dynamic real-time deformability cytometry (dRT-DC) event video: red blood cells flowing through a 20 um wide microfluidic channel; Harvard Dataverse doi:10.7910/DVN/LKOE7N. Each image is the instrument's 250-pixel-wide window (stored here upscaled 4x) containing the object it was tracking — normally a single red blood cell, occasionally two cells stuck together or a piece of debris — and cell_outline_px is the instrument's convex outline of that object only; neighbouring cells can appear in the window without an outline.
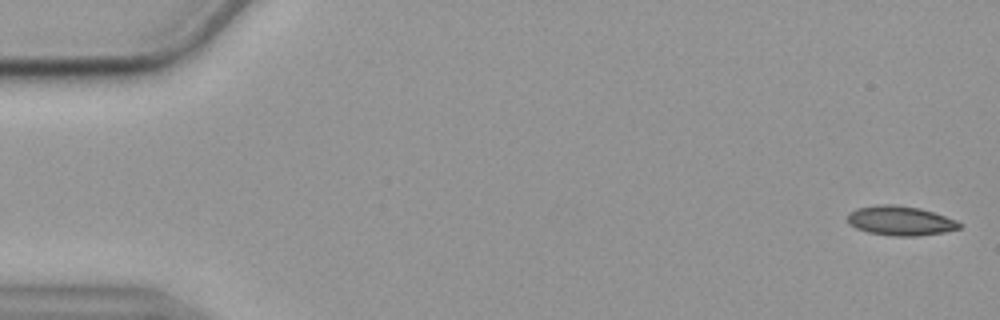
{"species": "common noctule bat (a hibernating species)", "species_latin": "Nyctalus noctula", "temperature_condition": "cold", "stored_images_in_passage": 54, "camera_frame_rate_fps": 3000, "um_per_image_px": 0.085, "animal": {"sex": "female", "body_mass_g": 19.9}, "frame": {"image": 1, "passage_image": 2, "time_ms": 0.333, "image_size_px": [1000, 320], "cell_outline_px": [[960, 228], [944, 232], [916, 236], [892, 236], [868, 232], [856, 228], [848, 224], [848, 212], [856, 208], [880, 204], [896, 204], [920, 208], [956, 220], [960, 224]], "centroid_in_image_um": [76.48, 18.75], "position_along_channel_um": 8.5, "area_um2": 19.19}}
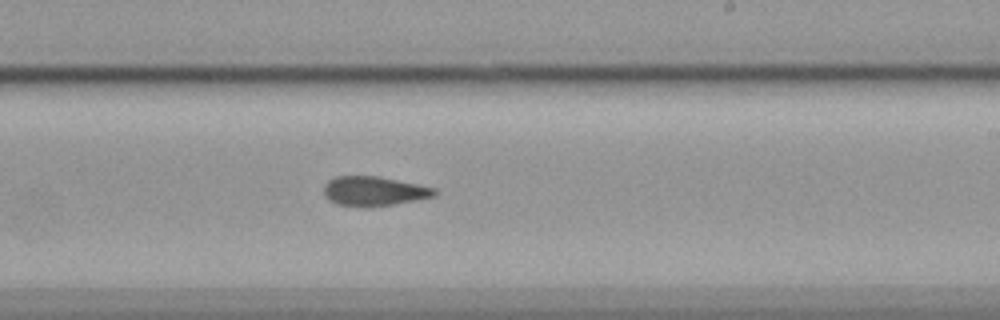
{"frame": {"image": 2, "passage_image": 34, "time_ms": 11.0, "image_size_px": [1000, 320], "cell_outline_px": [[436, 196], [420, 200], [364, 208], [336, 204], [328, 200], [324, 196], [324, 184], [328, 180], [336, 176], [380, 176], [436, 188]], "centroid_in_image_um": [31.77, 16.26], "position_along_channel_um": 257.2, "area_um2": 19.36}}
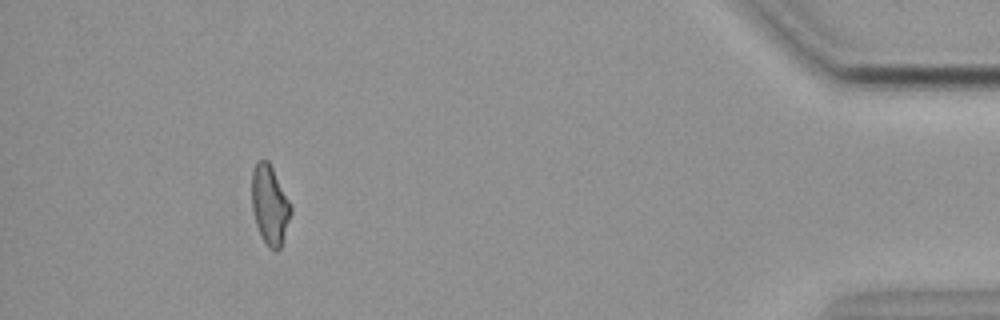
{"frame": {"image": 3, "passage_image": 52, "time_ms": 17.0, "image_size_px": [1000, 320], "cell_outline_px": [[292, 212], [280, 248], [276, 252], [268, 248], [260, 236], [252, 212], [252, 168], [256, 160], [268, 160], [292, 208]], "centroid_in_image_um": [22.9, 17.45], "position_along_channel_um": 412.3, "area_um2": 18.03}}